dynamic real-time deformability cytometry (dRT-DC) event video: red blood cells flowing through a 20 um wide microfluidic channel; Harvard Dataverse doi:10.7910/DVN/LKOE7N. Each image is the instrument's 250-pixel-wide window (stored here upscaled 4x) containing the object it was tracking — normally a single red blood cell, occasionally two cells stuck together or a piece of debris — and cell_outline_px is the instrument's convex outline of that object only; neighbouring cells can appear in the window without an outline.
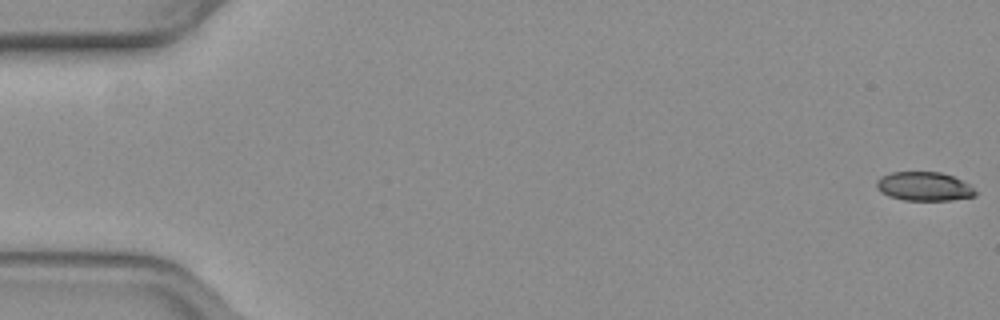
{"species": "common noctule bat (a hibernating species)", "species_latin": "Nyctalus noctula", "temperature_condition": "warm", "stored_images_in_passage": 56, "camera_frame_rate_fps": 3000, "um_per_image_px": 0.085, "animal": {"sex": "female", "body_mass_g": 19.3, "forearm_length_mm": 54.1}, "frame": {"image": 1, "passage_image": 1, "time_ms": 0.0, "image_size_px": [1000, 320], "cell_outline_px": [[976, 196], [952, 200], [904, 200], [888, 196], [880, 192], [876, 188], [876, 180], [880, 176], [892, 172], [940, 172], [952, 176], [968, 184], [976, 192]], "centroid_in_image_um": [78.5, 15.85], "position_along_channel_um": 6.5, "area_um2": 16.65}}
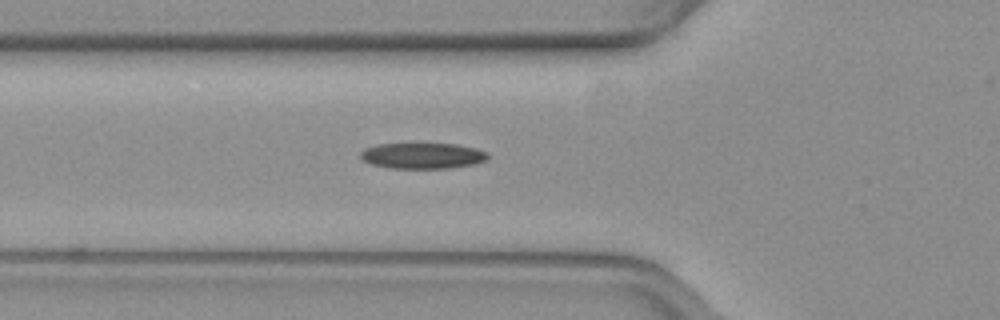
{"frame": {"image": 2, "passage_image": 20, "time_ms": 6.333, "image_size_px": [1000, 320], "cell_outline_px": [[488, 160], [472, 164], [448, 168], [392, 168], [372, 164], [364, 160], [360, 156], [360, 152], [364, 148], [376, 144], [456, 144], [476, 148], [488, 152]], "centroid_in_image_um": [35.92, 13.23], "position_along_channel_um": 89.9, "area_um2": 19.07}}
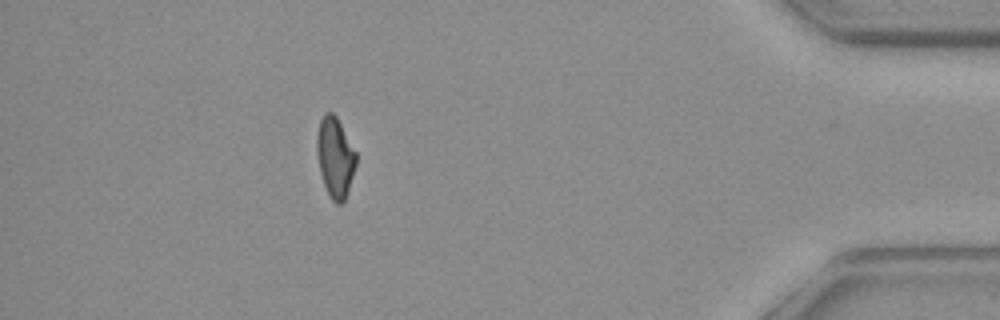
{"frame": {"image": 3, "passage_image": 49, "time_ms": 16.0, "image_size_px": [1000, 320], "cell_outline_px": [[356, 164], [344, 200], [340, 204], [336, 204], [332, 200], [324, 184], [320, 172], [316, 152], [316, 136], [320, 120], [324, 112], [332, 112], [336, 116], [356, 152]], "centroid_in_image_um": [28.46, 13.33], "position_along_channel_um": 406.7, "area_um2": 18.09}, "authors_computed_cell_mechanics": {"area_um2": 18.8717, "velocity_mm_per_s": 3.8225, "shape_relaxation_time_tau1_ms": 9.9007, "shape_relaxation_time_tau2_ms": 6.5134, "deformation_change_tau1": 0.2549, "deformation_change_tau2": 0.1509}}